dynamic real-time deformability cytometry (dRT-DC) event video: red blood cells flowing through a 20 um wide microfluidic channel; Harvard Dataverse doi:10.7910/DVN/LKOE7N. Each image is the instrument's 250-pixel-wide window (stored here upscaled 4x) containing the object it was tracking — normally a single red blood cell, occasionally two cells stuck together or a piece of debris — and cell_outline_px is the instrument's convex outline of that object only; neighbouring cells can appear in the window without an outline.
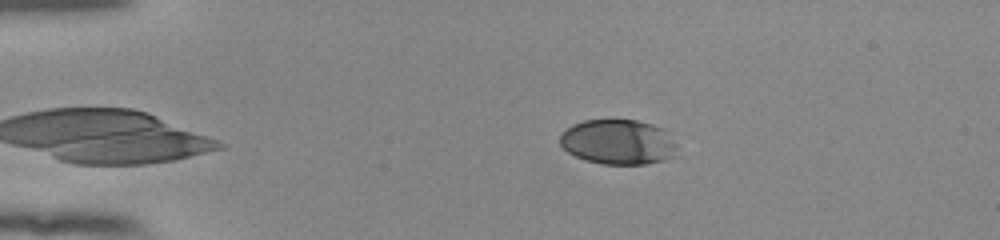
{"species": "human", "species_latin": "Homo sapiens", "temperature_condition": "room temperature", "stored_images_in_passage": 45, "camera_frame_rate_fps": 3000, "um_per_image_px": 0.085, "donor": {"sex": "female"}, "frame": {"image": 1, "passage_image": 2, "time_ms": 0.333, "image_size_px": [1000, 240], "cell_outline_px": [[676, 156], [664, 160], [644, 164], [604, 164], [588, 160], [576, 156], [568, 152], [560, 144], [560, 132], [572, 124], [584, 120], [636, 120], [652, 124], [664, 128], [676, 144]], "centroid_in_image_um": [52.55, 12.06], "position_along_channel_um": 32.5, "area_um2": 30.81}}
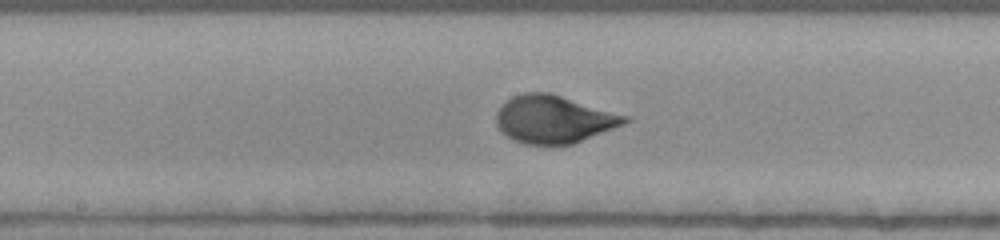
{"frame": {"image": 2, "passage_image": 20, "time_ms": 6.333, "image_size_px": [1000, 240], "cell_outline_px": [[632, 120], [624, 124], [572, 144], [524, 144], [508, 136], [496, 124], [496, 112], [512, 96], [524, 92], [552, 92], [632, 116]], "centroid_in_image_um": [47.15, 10.1], "position_along_channel_um": 201.1, "area_um2": 35.89}}
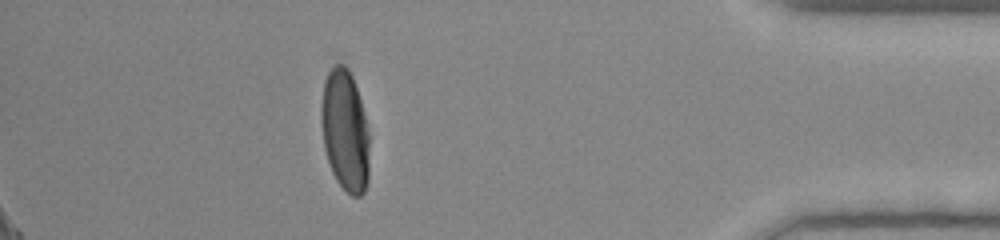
{"frame": {"image": 3, "passage_image": 39, "time_ms": 12.667, "image_size_px": [1000, 240], "cell_outline_px": [[368, 180], [364, 192], [360, 196], [352, 196], [336, 180], [332, 172], [324, 148], [320, 120], [320, 104], [324, 80], [328, 72], [336, 64], [344, 64], [348, 68], [352, 76], [360, 100], [368, 132]], "centroid_in_image_um": [29.29, 11.09], "position_along_channel_um": 405.9, "area_um2": 33.99}, "authors_computed_cell_mechanics": {"area_um2": 34.68, "velocity_mm_per_s": 3.8593, "shape_relaxation_time_tau1_ms": 3.585, "shape_relaxation_time_tau2_ms": null, "deformation_change_tau1": 0.1769, "deformation_change_tau2": null}}